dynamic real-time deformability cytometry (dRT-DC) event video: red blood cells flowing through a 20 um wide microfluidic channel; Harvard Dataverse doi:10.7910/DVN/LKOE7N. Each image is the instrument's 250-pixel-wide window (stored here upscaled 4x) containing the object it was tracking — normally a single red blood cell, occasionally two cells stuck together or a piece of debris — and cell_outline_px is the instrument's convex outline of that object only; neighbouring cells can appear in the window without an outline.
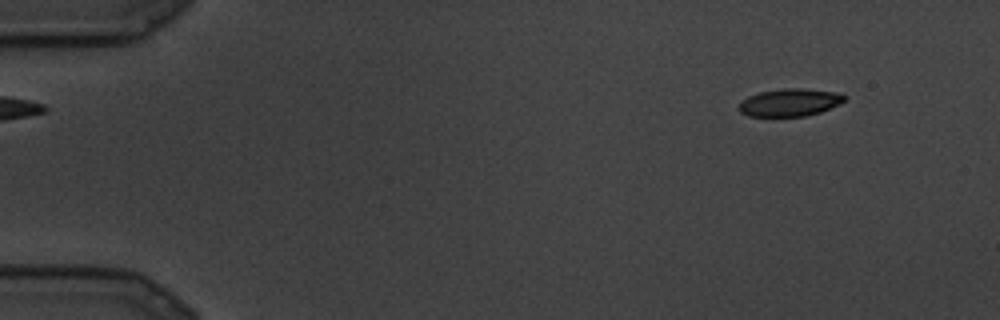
{"species": "common noctule bat (a hibernating species)", "species_latin": "Nyctalus noctula", "temperature_condition": "cold", "stored_images_in_passage": 15, "camera_frame_rate_fps": 3000, "um_per_image_px": 0.085, "animal": {"sex": "male", "body_mass_g": 19.5, "forearm_length_mm": 54.6}, "frame": {"image": 1, "passage_image": 2, "time_ms": 0.333, "image_size_px": [1000, 320], "cell_outline_px": [[848, 96], [840, 104], [820, 112], [804, 116], [748, 116], [740, 112], [736, 108], [748, 96], [760, 92], [784, 88], [800, 88], [840, 92]], "centroid_in_image_um": [67.16, 8.7], "position_along_channel_um": 17.8, "area_um2": 17.05}}
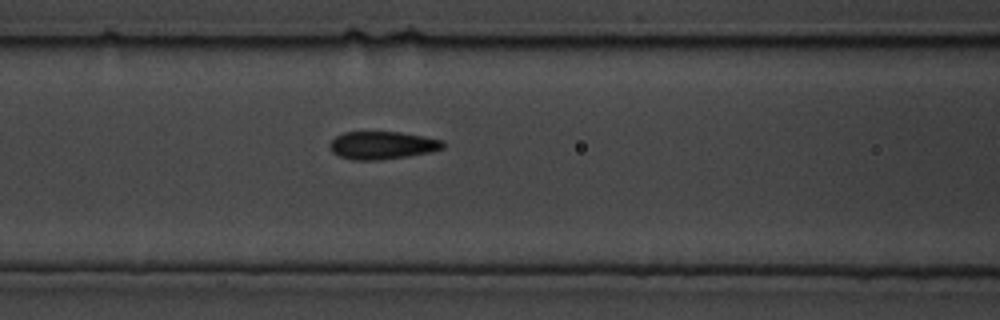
{"frame": {"image": 2, "passage_image": 10, "time_ms": 3.0, "image_size_px": [1000, 320], "cell_outline_px": [[444, 148], [428, 152], [408, 156], [380, 160], [352, 160], [340, 156], [332, 152], [328, 148], [328, 144], [336, 136], [344, 132], [400, 132], [424, 136], [444, 140]], "centroid_in_image_um": [32.47, 12.35], "position_along_channel_um": 134.1, "area_um2": 18.44}}
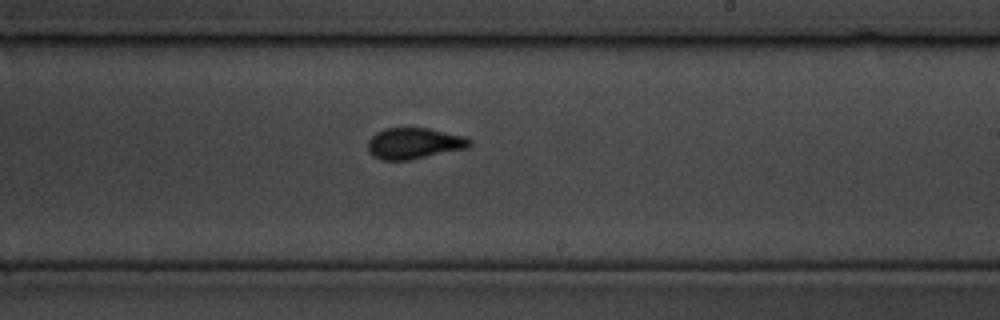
{"frame": {"image": 3, "passage_image": 15, "time_ms": 4.667, "image_size_px": [1000, 320], "cell_outline_px": [[472, 144], [468, 148], [408, 160], [380, 160], [372, 156], [368, 152], [368, 140], [376, 132], [384, 128], [428, 128], [468, 136], [472, 140]], "centroid_in_image_um": [35.22, 12.18], "position_along_channel_um": 253.8, "area_um2": 18.73}}